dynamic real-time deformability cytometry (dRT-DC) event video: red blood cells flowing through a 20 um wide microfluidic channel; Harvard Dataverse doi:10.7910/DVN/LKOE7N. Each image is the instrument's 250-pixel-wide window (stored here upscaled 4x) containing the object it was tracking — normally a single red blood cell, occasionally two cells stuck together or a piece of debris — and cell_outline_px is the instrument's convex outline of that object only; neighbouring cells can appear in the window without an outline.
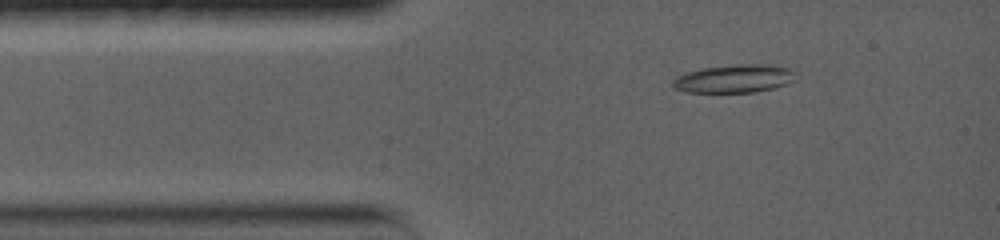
{"species": "common noctule bat (a hibernating species)", "species_latin": "Nyctalus noctula", "temperature_condition": "warm", "stored_images_in_passage": 24, "camera_frame_rate_fps": 5000, "um_per_image_px": 0.085, "animal": {"sex": "female", "body_mass_g": 19.0, "forearm_length_mm": 56.7}, "frame": {"image": 1, "passage_image": 2, "time_ms": 1.0, "image_size_px": [1000, 240], "cell_outline_px": [[796, 72], [784, 84], [772, 88], [752, 92], [684, 92], [672, 88], [672, 80], [676, 76], [688, 72], [704, 68], [736, 64], [768, 64], [788, 68]], "centroid_in_image_um": [62.31, 6.68], "position_along_channel_um": 22.7, "area_um2": 19.83}}
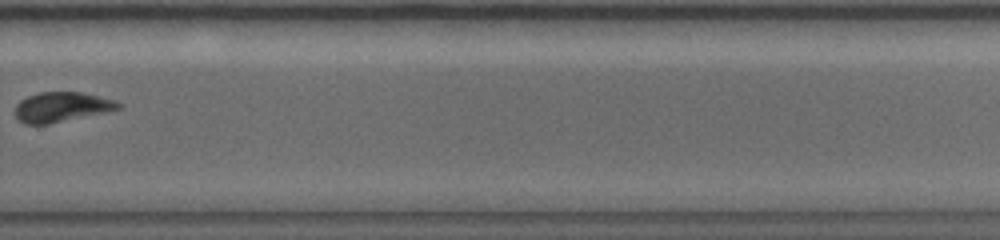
{"frame": {"image": 2, "passage_image": 13, "time_ms": 10.0, "image_size_px": [1000, 240], "cell_outline_px": [[120, 108], [48, 124], [24, 124], [16, 116], [16, 104], [20, 100], [28, 96], [40, 92], [80, 92], [100, 96], [112, 100], [120, 104]], "centroid_in_image_um": [5.17, 9.08], "position_along_channel_um": 324.6, "area_um2": 17.46}}
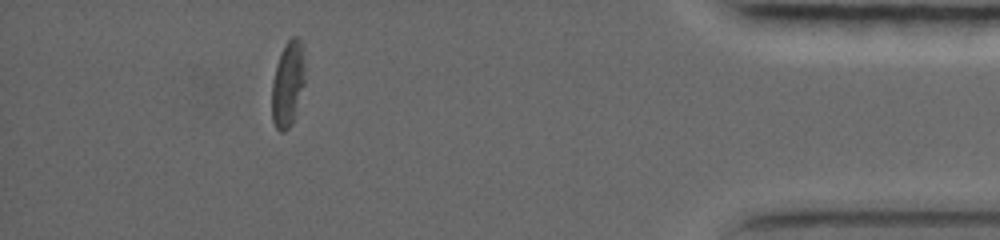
{"frame": {"image": 3, "passage_image": 19, "time_ms": 13.8, "image_size_px": [1000, 240], "cell_outline_px": [[304, 84], [292, 124], [284, 132], [280, 132], [276, 128], [272, 120], [272, 80], [276, 64], [280, 52], [284, 44], [292, 36], [296, 36], [304, 44]], "centroid_in_image_um": [24.46, 7.09], "position_along_channel_um": 410.7, "area_um2": 16.76}, "authors_computed_cell_mechanics": {"area_um2": 18.2937, "velocity_mm_per_s": 3.674, "shape_relaxation_time_tau1_ms": 2.4292, "shape_relaxation_time_tau2_ms": null, "deformation_change_tau1": 0.12, "deformation_change_tau2": null}}